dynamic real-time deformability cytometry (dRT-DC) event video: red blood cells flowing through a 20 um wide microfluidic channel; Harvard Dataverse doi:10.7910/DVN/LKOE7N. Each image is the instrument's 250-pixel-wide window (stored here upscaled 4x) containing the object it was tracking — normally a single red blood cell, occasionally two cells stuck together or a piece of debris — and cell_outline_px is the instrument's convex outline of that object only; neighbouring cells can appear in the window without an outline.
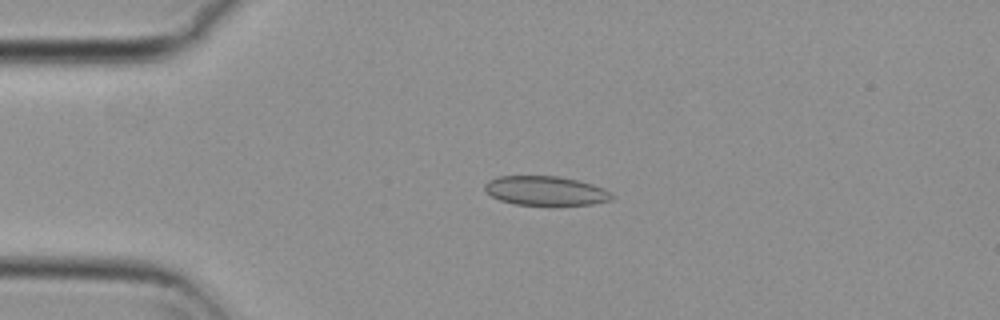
{"species": "common noctule bat (a hibernating species)", "species_latin": "Nyctalus noctula", "temperature_condition": "cold", "stored_images_in_passage": 54, "camera_frame_rate_fps": 3000, "um_per_image_px": 0.085, "animal": {"sex": "female", "body_mass_g": 29.2, "forearm_length_mm": 56.3}, "frame": {"image": 1, "passage_image": 12, "time_ms": 3.667, "image_size_px": [1000, 320], "cell_outline_px": [[616, 196], [612, 200], [592, 204], [516, 204], [500, 200], [492, 196], [484, 188], [484, 184], [488, 180], [496, 176], [560, 176], [592, 184], [604, 188]], "centroid_in_image_um": [46.39, 16.2], "position_along_channel_um": 38.6, "area_um2": 21.5}}
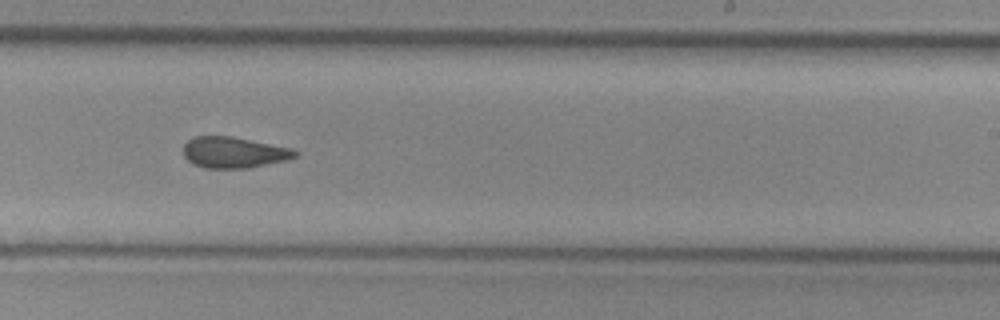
{"frame": {"image": 2, "passage_image": 33, "time_ms": 10.667, "image_size_px": [1000, 320], "cell_outline_px": [[300, 152], [296, 156], [288, 160], [248, 168], [204, 168], [192, 164], [184, 156], [184, 144], [188, 140], [196, 136], [232, 136], [292, 148]], "centroid_in_image_um": [19.89, 12.96], "position_along_channel_um": 269.1, "area_um2": 20.35}}
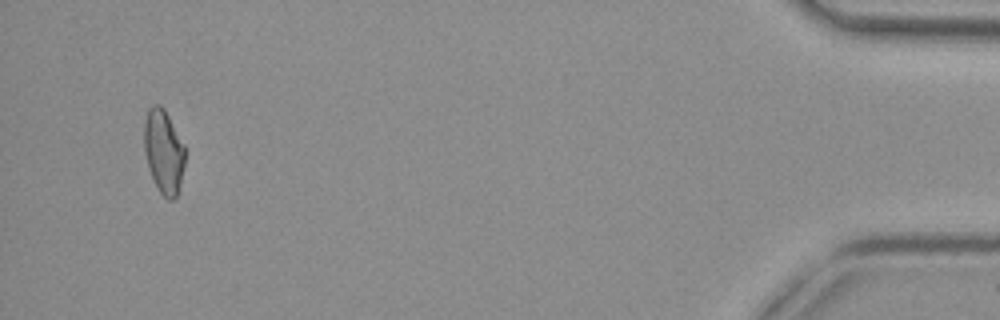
{"frame": {"image": 3, "passage_image": 52, "time_ms": 17.0, "image_size_px": [1000, 320], "cell_outline_px": [[184, 164], [180, 184], [176, 196], [172, 200], [168, 200], [160, 192], [152, 180], [148, 168], [144, 152], [144, 120], [148, 108], [152, 104], [160, 104], [164, 108], [184, 144]], "centroid_in_image_um": [13.88, 12.86], "position_along_channel_um": 421.3, "area_um2": 20.11}, "authors_computed_cell_mechanics": {"area_um2": 20.808, "velocity_mm_per_s": 3.734, "shape_relaxation_time_tau1_ms": null, "shape_relaxation_time_tau2_ms": 3.1959, "deformation_change_tau1": null, "deformation_change_tau2": 0.0782}}